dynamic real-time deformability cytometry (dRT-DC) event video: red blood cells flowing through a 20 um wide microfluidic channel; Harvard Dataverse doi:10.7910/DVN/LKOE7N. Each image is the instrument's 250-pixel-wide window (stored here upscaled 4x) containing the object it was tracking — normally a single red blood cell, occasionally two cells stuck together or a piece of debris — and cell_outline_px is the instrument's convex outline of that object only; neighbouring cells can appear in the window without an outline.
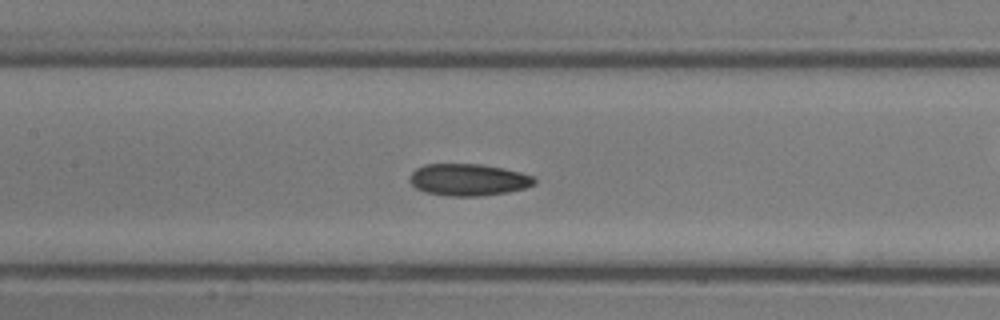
{"species": "common noctule bat (a hibernating species)", "species_latin": "Nyctalus noctula", "temperature_condition": "room temperature", "stored_images_in_passage": 26, "camera_frame_rate_fps": 3000, "um_per_image_px": 0.085, "animal": {"sex": "male", "body_mass_g": 13.3}, "frame": {"image": 1, "passage_image": 8, "time_ms": 2.333, "image_size_px": [1000, 320], "cell_outline_px": [[536, 184], [524, 188], [508, 192], [480, 196], [448, 196], [424, 192], [416, 188], [408, 180], [412, 172], [416, 168], [424, 164], [480, 164], [504, 168], [536, 176]], "centroid_in_image_um": [39.82, 15.28], "position_along_channel_um": 167.6, "area_um2": 23.41}}
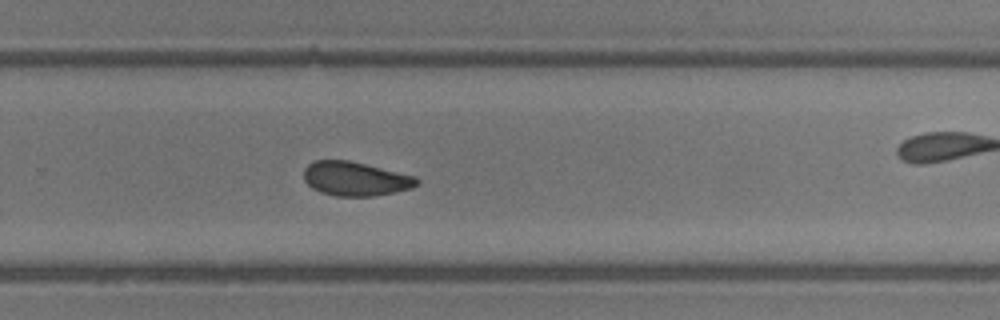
{"frame": {"image": 2, "passage_image": 15, "time_ms": 4.667, "image_size_px": [1000, 320], "cell_outline_px": [[420, 184], [412, 188], [372, 196], [336, 196], [320, 192], [312, 188], [304, 180], [304, 168], [308, 164], [316, 160], [348, 160], [416, 176], [420, 180]], "centroid_in_image_um": [30.21, 15.19], "position_along_channel_um": 299.6, "area_um2": 22.43}}